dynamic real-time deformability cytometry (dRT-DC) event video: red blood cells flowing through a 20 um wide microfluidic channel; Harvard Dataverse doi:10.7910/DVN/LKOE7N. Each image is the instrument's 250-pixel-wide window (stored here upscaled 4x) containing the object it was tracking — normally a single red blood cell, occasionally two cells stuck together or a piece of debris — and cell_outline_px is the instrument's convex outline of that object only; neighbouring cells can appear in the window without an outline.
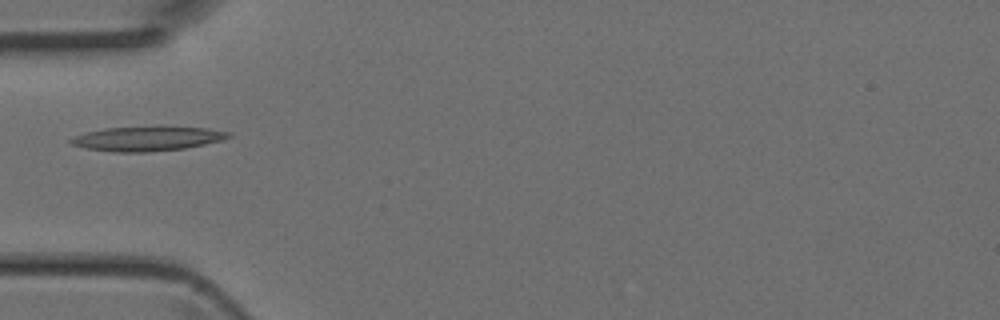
{"species": "Egyptian fruit bat (a non-hibernating species)", "species_latin": "Rousettus aegyptiacus", "temperature_condition": "room temperature", "stored_images_in_passage": 3, "camera_frame_rate_fps": 3000, "um_per_image_px": 0.085, "animal": {"sex": "female"}, "frame": {"image": 1, "passage_image": 2, "time_ms": 0.333, "image_size_px": [1000, 320], "cell_outline_px": [[232, 136], [224, 140], [184, 148], [148, 152], [112, 152], [88, 148], [72, 144], [68, 140], [76, 136], [88, 132], [104, 128], [208, 128], [232, 132]], "centroid_in_image_um": [12.56, 11.81], "position_along_channel_um": 72.4, "area_um2": 21.79}}
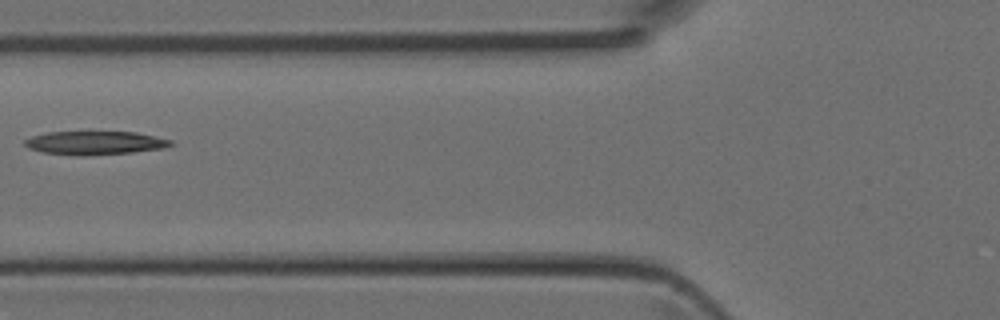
{"frame": {"image": 2, "passage_image": 3, "time_ms": 0.667, "image_size_px": [1000, 320], "cell_outline_px": [[172, 144], [164, 148], [132, 152], [84, 156], [44, 152], [28, 148], [24, 144], [24, 140], [32, 136], [48, 132], [136, 132], [172, 140]], "centroid_in_image_um": [8.06, 12.14], "position_along_channel_um": 117.7, "area_um2": 19.83}}